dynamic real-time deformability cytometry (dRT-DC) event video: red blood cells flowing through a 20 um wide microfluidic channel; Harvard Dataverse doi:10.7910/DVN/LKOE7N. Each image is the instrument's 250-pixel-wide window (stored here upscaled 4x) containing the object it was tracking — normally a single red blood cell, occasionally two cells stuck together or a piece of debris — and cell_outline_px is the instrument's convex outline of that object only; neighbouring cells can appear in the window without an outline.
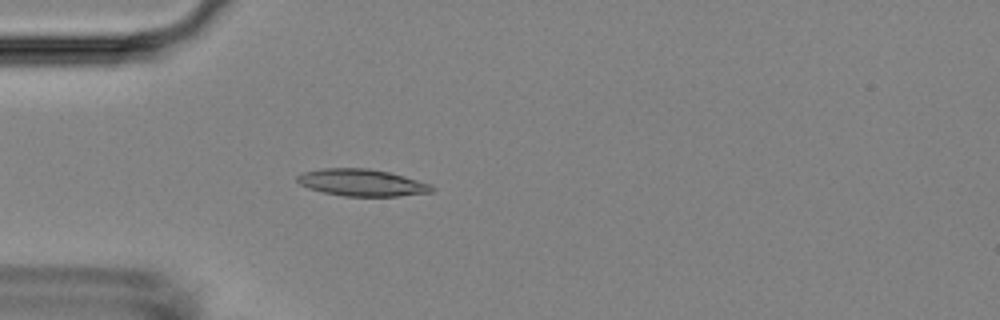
{"species": "Egyptian fruit bat (a non-hibernating species)", "species_latin": "Rousettus aegyptiacus", "temperature_condition": "room temperature", "stored_images_in_passage": 47, "camera_frame_rate_fps": 3000, "um_per_image_px": 0.085, "animal": {"sex": "female"}, "frame": {"image": 1, "passage_image": 9, "time_ms": 2.667, "image_size_px": [1000, 320], "cell_outline_px": [[436, 188], [432, 192], [400, 196], [344, 196], [324, 192], [308, 188], [300, 184], [296, 180], [296, 176], [304, 172], [324, 168], [368, 168], [388, 172], [404, 176], [432, 184]], "centroid_in_image_um": [30.79, 15.52], "position_along_channel_um": 54.2, "area_um2": 21.15}}
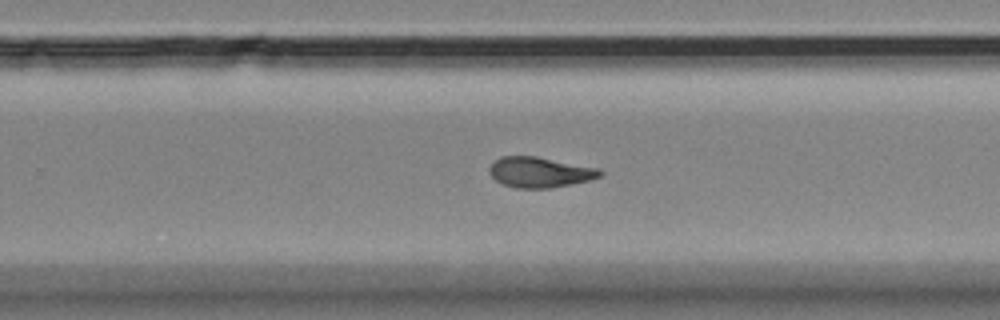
{"frame": {"image": 2, "passage_image": 28, "time_ms": 9.0, "image_size_px": [1000, 320], "cell_outline_px": [[604, 172], [600, 176], [592, 180], [552, 188], [516, 188], [504, 184], [496, 180], [488, 172], [488, 168], [492, 160], [500, 156], [536, 156], [600, 168]], "centroid_in_image_um": [45.88, 14.63], "position_along_channel_um": 283.9, "area_um2": 19.94}}
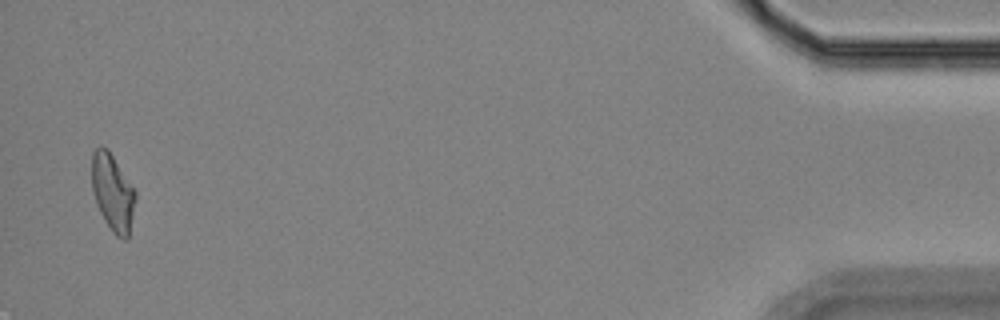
{"frame": {"image": 3, "passage_image": 46, "time_ms": 15.0, "image_size_px": [1000, 320], "cell_outline_px": [[136, 200], [128, 240], [124, 240], [116, 236], [112, 232], [104, 220], [96, 204], [92, 192], [92, 152], [96, 148], [108, 148], [136, 192]], "centroid_in_image_um": [9.58, 16.4], "position_along_channel_um": 425.6, "area_um2": 19.65}, "authors_computed_cell_mechanics": {"area_um2": 19.652, "velocity_mm_per_s": 3.7364, "shape_relaxation_time_tau1_ms": null, "shape_relaxation_time_tau2_ms": 2.9392, "deformation_change_tau1": null, "deformation_change_tau2": 0.101}}